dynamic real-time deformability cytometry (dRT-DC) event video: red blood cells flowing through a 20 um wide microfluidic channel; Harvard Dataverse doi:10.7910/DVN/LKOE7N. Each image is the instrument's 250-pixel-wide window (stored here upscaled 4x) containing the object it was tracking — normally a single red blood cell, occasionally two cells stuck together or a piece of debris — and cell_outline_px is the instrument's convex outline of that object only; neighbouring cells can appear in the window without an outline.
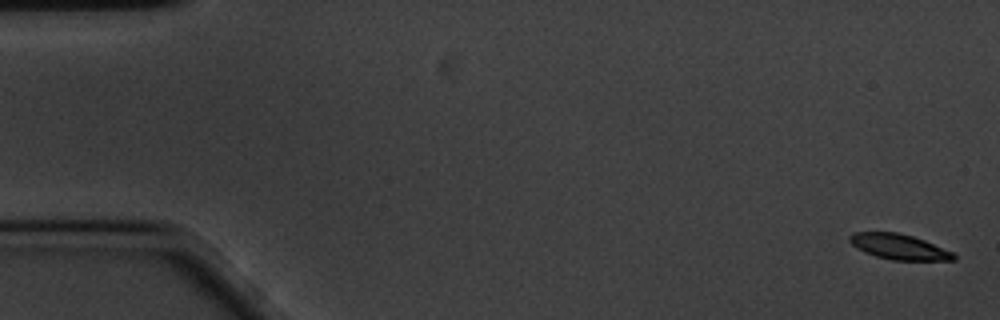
{"species": "common noctule bat (a hibernating species)", "species_latin": "Nyctalus noctula", "temperature_condition": "cold", "stored_images_in_passage": 59, "camera_frame_rate_fps": 3000, "um_per_image_px": 0.085, "animal": {"sex": "male", "body_mass_g": 20.1, "forearm_length_mm": 53.5}, "frame": {"image": 1, "passage_image": 1, "time_ms": 0.0, "image_size_px": [1000, 320], "cell_outline_px": [[956, 260], [892, 260], [876, 256], [864, 252], [856, 248], [848, 240], [848, 236], [852, 232], [896, 232], [912, 236], [924, 240], [952, 252], [956, 256]], "centroid_in_image_um": [76.37, 20.97], "position_along_channel_um": 8.6, "area_um2": 15.32}}
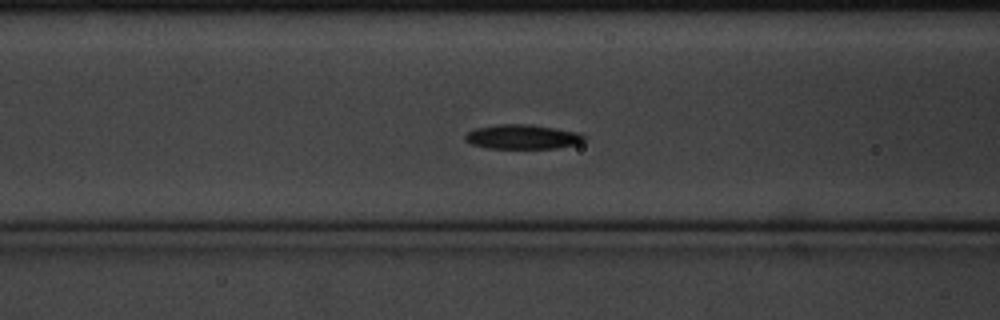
{"frame": {"image": 2, "passage_image": 23, "time_ms": 7.333, "image_size_px": [1000, 320], "cell_outline_px": [[584, 140], [580, 144], [556, 148], [484, 148], [472, 144], [464, 140], [464, 136], [468, 132], [476, 128], [500, 124], [524, 124], [580, 132], [584, 136]], "centroid_in_image_um": [44.4, 11.64], "position_along_channel_um": 122.2, "area_um2": 16.88}}
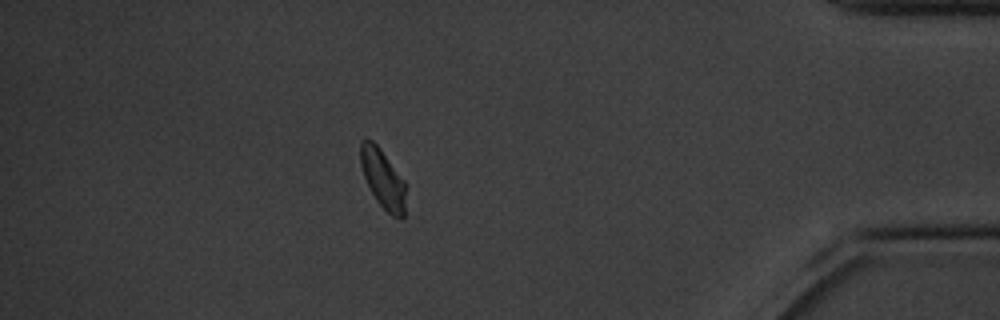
{"frame": {"image": 3, "passage_image": 52, "time_ms": 17.0, "image_size_px": [1000, 320], "cell_outline_px": [[404, 216], [400, 220], [392, 216], [376, 200], [364, 176], [360, 164], [360, 140], [372, 140], [380, 148], [404, 180]], "centroid_in_image_um": [32.52, 15.18], "position_along_channel_um": 402.7, "area_um2": 15.26}, "authors_computed_cell_mechanics": {"area_um2": 16.4152, "velocity_mm_per_s": 3.3574, "shape_relaxation_time_tau1_ms": 3.2546, "shape_relaxation_time_tau2_ms": 7.1559, "deformation_change_tau1": 0.1001, "deformation_change_tau2": 0.1057}}